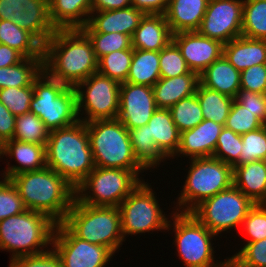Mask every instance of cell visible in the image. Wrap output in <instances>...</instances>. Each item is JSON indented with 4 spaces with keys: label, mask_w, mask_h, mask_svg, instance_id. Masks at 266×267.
Here are the masks:
<instances>
[{
    "label": "cell",
    "mask_w": 266,
    "mask_h": 267,
    "mask_svg": "<svg viewBox=\"0 0 266 267\" xmlns=\"http://www.w3.org/2000/svg\"><path fill=\"white\" fill-rule=\"evenodd\" d=\"M43 70L67 87H75L98 70V60L81 29H56L43 49Z\"/></svg>",
    "instance_id": "cell-1"
},
{
    "label": "cell",
    "mask_w": 266,
    "mask_h": 267,
    "mask_svg": "<svg viewBox=\"0 0 266 267\" xmlns=\"http://www.w3.org/2000/svg\"><path fill=\"white\" fill-rule=\"evenodd\" d=\"M28 210L63 222L75 198V188L49 167L16 174L10 178Z\"/></svg>",
    "instance_id": "cell-2"
},
{
    "label": "cell",
    "mask_w": 266,
    "mask_h": 267,
    "mask_svg": "<svg viewBox=\"0 0 266 267\" xmlns=\"http://www.w3.org/2000/svg\"><path fill=\"white\" fill-rule=\"evenodd\" d=\"M46 165L76 188L95 168L85 122L49 132Z\"/></svg>",
    "instance_id": "cell-3"
},
{
    "label": "cell",
    "mask_w": 266,
    "mask_h": 267,
    "mask_svg": "<svg viewBox=\"0 0 266 267\" xmlns=\"http://www.w3.org/2000/svg\"><path fill=\"white\" fill-rule=\"evenodd\" d=\"M55 226L56 222L48 215L28 209L3 219L0 221V250L11 252L10 260L44 253L52 246Z\"/></svg>",
    "instance_id": "cell-4"
},
{
    "label": "cell",
    "mask_w": 266,
    "mask_h": 267,
    "mask_svg": "<svg viewBox=\"0 0 266 267\" xmlns=\"http://www.w3.org/2000/svg\"><path fill=\"white\" fill-rule=\"evenodd\" d=\"M86 126L95 166L130 170L142 178L145 170L136 160L129 130L118 118L95 120Z\"/></svg>",
    "instance_id": "cell-5"
},
{
    "label": "cell",
    "mask_w": 266,
    "mask_h": 267,
    "mask_svg": "<svg viewBox=\"0 0 266 267\" xmlns=\"http://www.w3.org/2000/svg\"><path fill=\"white\" fill-rule=\"evenodd\" d=\"M63 223L80 239L105 246L114 254L125 242L118 207L86 205L75 198Z\"/></svg>",
    "instance_id": "cell-6"
},
{
    "label": "cell",
    "mask_w": 266,
    "mask_h": 267,
    "mask_svg": "<svg viewBox=\"0 0 266 267\" xmlns=\"http://www.w3.org/2000/svg\"><path fill=\"white\" fill-rule=\"evenodd\" d=\"M167 231L173 230L177 256L184 267H229V258L215 260L216 236L191 212L172 211ZM173 221V222H171ZM173 225V226H172ZM173 227V228H172ZM215 237V238H214Z\"/></svg>",
    "instance_id": "cell-7"
},
{
    "label": "cell",
    "mask_w": 266,
    "mask_h": 267,
    "mask_svg": "<svg viewBox=\"0 0 266 267\" xmlns=\"http://www.w3.org/2000/svg\"><path fill=\"white\" fill-rule=\"evenodd\" d=\"M191 161V162H190ZM183 189L173 202L177 212H191L207 198L233 185V167L214 157L191 158Z\"/></svg>",
    "instance_id": "cell-8"
},
{
    "label": "cell",
    "mask_w": 266,
    "mask_h": 267,
    "mask_svg": "<svg viewBox=\"0 0 266 267\" xmlns=\"http://www.w3.org/2000/svg\"><path fill=\"white\" fill-rule=\"evenodd\" d=\"M33 89L30 111L42 120L49 131L66 128L79 121L74 87H67L43 70L34 80Z\"/></svg>",
    "instance_id": "cell-9"
},
{
    "label": "cell",
    "mask_w": 266,
    "mask_h": 267,
    "mask_svg": "<svg viewBox=\"0 0 266 267\" xmlns=\"http://www.w3.org/2000/svg\"><path fill=\"white\" fill-rule=\"evenodd\" d=\"M143 180L130 170L95 166L75 188L76 199L86 205L118 207Z\"/></svg>",
    "instance_id": "cell-10"
},
{
    "label": "cell",
    "mask_w": 266,
    "mask_h": 267,
    "mask_svg": "<svg viewBox=\"0 0 266 267\" xmlns=\"http://www.w3.org/2000/svg\"><path fill=\"white\" fill-rule=\"evenodd\" d=\"M150 184L141 181L118 206L124 240L129 235L132 237L146 232L151 233L150 231L167 230L169 214H165L160 207L157 200L159 198Z\"/></svg>",
    "instance_id": "cell-11"
},
{
    "label": "cell",
    "mask_w": 266,
    "mask_h": 267,
    "mask_svg": "<svg viewBox=\"0 0 266 267\" xmlns=\"http://www.w3.org/2000/svg\"><path fill=\"white\" fill-rule=\"evenodd\" d=\"M254 205L249 197L232 185L202 201L191 213L212 233L221 236L229 229L237 231Z\"/></svg>",
    "instance_id": "cell-12"
},
{
    "label": "cell",
    "mask_w": 266,
    "mask_h": 267,
    "mask_svg": "<svg viewBox=\"0 0 266 267\" xmlns=\"http://www.w3.org/2000/svg\"><path fill=\"white\" fill-rule=\"evenodd\" d=\"M120 85L117 80L98 72L77 84L74 89L79 121L89 123L95 120L117 118Z\"/></svg>",
    "instance_id": "cell-13"
},
{
    "label": "cell",
    "mask_w": 266,
    "mask_h": 267,
    "mask_svg": "<svg viewBox=\"0 0 266 267\" xmlns=\"http://www.w3.org/2000/svg\"><path fill=\"white\" fill-rule=\"evenodd\" d=\"M51 247L62 267H105L115 255L105 246L80 239L63 222L56 223Z\"/></svg>",
    "instance_id": "cell-14"
},
{
    "label": "cell",
    "mask_w": 266,
    "mask_h": 267,
    "mask_svg": "<svg viewBox=\"0 0 266 267\" xmlns=\"http://www.w3.org/2000/svg\"><path fill=\"white\" fill-rule=\"evenodd\" d=\"M0 20L13 21L43 46L56 31L49 18L48 0H0Z\"/></svg>",
    "instance_id": "cell-15"
},
{
    "label": "cell",
    "mask_w": 266,
    "mask_h": 267,
    "mask_svg": "<svg viewBox=\"0 0 266 267\" xmlns=\"http://www.w3.org/2000/svg\"><path fill=\"white\" fill-rule=\"evenodd\" d=\"M244 0H209L197 32L223 44L241 36Z\"/></svg>",
    "instance_id": "cell-16"
},
{
    "label": "cell",
    "mask_w": 266,
    "mask_h": 267,
    "mask_svg": "<svg viewBox=\"0 0 266 267\" xmlns=\"http://www.w3.org/2000/svg\"><path fill=\"white\" fill-rule=\"evenodd\" d=\"M157 109L152 87L121 83L117 118L128 130L148 124Z\"/></svg>",
    "instance_id": "cell-17"
},
{
    "label": "cell",
    "mask_w": 266,
    "mask_h": 267,
    "mask_svg": "<svg viewBox=\"0 0 266 267\" xmlns=\"http://www.w3.org/2000/svg\"><path fill=\"white\" fill-rule=\"evenodd\" d=\"M172 41L180 49L188 68L198 75L223 55V43L197 31L175 33Z\"/></svg>",
    "instance_id": "cell-18"
},
{
    "label": "cell",
    "mask_w": 266,
    "mask_h": 267,
    "mask_svg": "<svg viewBox=\"0 0 266 267\" xmlns=\"http://www.w3.org/2000/svg\"><path fill=\"white\" fill-rule=\"evenodd\" d=\"M223 127L212 120L204 119L196 127L182 131L178 151L172 159L177 158V156H186L189 159L212 157Z\"/></svg>",
    "instance_id": "cell-19"
},
{
    "label": "cell",
    "mask_w": 266,
    "mask_h": 267,
    "mask_svg": "<svg viewBox=\"0 0 266 267\" xmlns=\"http://www.w3.org/2000/svg\"><path fill=\"white\" fill-rule=\"evenodd\" d=\"M14 158L18 165H11L0 173L2 177L10 179L12 176L24 172L36 171L45 168L46 145L27 143L19 140H8L1 146V158ZM11 165V166H10Z\"/></svg>",
    "instance_id": "cell-20"
},
{
    "label": "cell",
    "mask_w": 266,
    "mask_h": 267,
    "mask_svg": "<svg viewBox=\"0 0 266 267\" xmlns=\"http://www.w3.org/2000/svg\"><path fill=\"white\" fill-rule=\"evenodd\" d=\"M145 14L130 6L124 9L91 12L84 33H123L132 37Z\"/></svg>",
    "instance_id": "cell-21"
},
{
    "label": "cell",
    "mask_w": 266,
    "mask_h": 267,
    "mask_svg": "<svg viewBox=\"0 0 266 267\" xmlns=\"http://www.w3.org/2000/svg\"><path fill=\"white\" fill-rule=\"evenodd\" d=\"M172 35L165 15L145 14L131 37L132 47L160 51L172 41Z\"/></svg>",
    "instance_id": "cell-22"
},
{
    "label": "cell",
    "mask_w": 266,
    "mask_h": 267,
    "mask_svg": "<svg viewBox=\"0 0 266 267\" xmlns=\"http://www.w3.org/2000/svg\"><path fill=\"white\" fill-rule=\"evenodd\" d=\"M209 0H169L164 14L172 34L197 31Z\"/></svg>",
    "instance_id": "cell-23"
},
{
    "label": "cell",
    "mask_w": 266,
    "mask_h": 267,
    "mask_svg": "<svg viewBox=\"0 0 266 267\" xmlns=\"http://www.w3.org/2000/svg\"><path fill=\"white\" fill-rule=\"evenodd\" d=\"M48 6L55 29H81L92 12L91 0H48Z\"/></svg>",
    "instance_id": "cell-24"
},
{
    "label": "cell",
    "mask_w": 266,
    "mask_h": 267,
    "mask_svg": "<svg viewBox=\"0 0 266 267\" xmlns=\"http://www.w3.org/2000/svg\"><path fill=\"white\" fill-rule=\"evenodd\" d=\"M224 57L239 71L266 64V40L239 36L223 46Z\"/></svg>",
    "instance_id": "cell-25"
},
{
    "label": "cell",
    "mask_w": 266,
    "mask_h": 267,
    "mask_svg": "<svg viewBox=\"0 0 266 267\" xmlns=\"http://www.w3.org/2000/svg\"><path fill=\"white\" fill-rule=\"evenodd\" d=\"M240 72L222 55L199 74L204 87L236 98L240 91Z\"/></svg>",
    "instance_id": "cell-26"
},
{
    "label": "cell",
    "mask_w": 266,
    "mask_h": 267,
    "mask_svg": "<svg viewBox=\"0 0 266 267\" xmlns=\"http://www.w3.org/2000/svg\"><path fill=\"white\" fill-rule=\"evenodd\" d=\"M198 83V74L160 78L152 87L157 108L169 109L181 99L195 94Z\"/></svg>",
    "instance_id": "cell-27"
},
{
    "label": "cell",
    "mask_w": 266,
    "mask_h": 267,
    "mask_svg": "<svg viewBox=\"0 0 266 267\" xmlns=\"http://www.w3.org/2000/svg\"><path fill=\"white\" fill-rule=\"evenodd\" d=\"M233 185L255 204L266 198V160L233 166Z\"/></svg>",
    "instance_id": "cell-28"
},
{
    "label": "cell",
    "mask_w": 266,
    "mask_h": 267,
    "mask_svg": "<svg viewBox=\"0 0 266 267\" xmlns=\"http://www.w3.org/2000/svg\"><path fill=\"white\" fill-rule=\"evenodd\" d=\"M147 125L158 149L168 159L172 158L178 151L181 132L175 126L169 109L158 108Z\"/></svg>",
    "instance_id": "cell-29"
},
{
    "label": "cell",
    "mask_w": 266,
    "mask_h": 267,
    "mask_svg": "<svg viewBox=\"0 0 266 267\" xmlns=\"http://www.w3.org/2000/svg\"><path fill=\"white\" fill-rule=\"evenodd\" d=\"M0 43L16 49L25 58H43L44 46L13 21L0 20Z\"/></svg>",
    "instance_id": "cell-30"
},
{
    "label": "cell",
    "mask_w": 266,
    "mask_h": 267,
    "mask_svg": "<svg viewBox=\"0 0 266 267\" xmlns=\"http://www.w3.org/2000/svg\"><path fill=\"white\" fill-rule=\"evenodd\" d=\"M129 134L136 160L145 171L156 169L162 162L169 160L158 149L153 137H150L147 124L130 129Z\"/></svg>",
    "instance_id": "cell-31"
},
{
    "label": "cell",
    "mask_w": 266,
    "mask_h": 267,
    "mask_svg": "<svg viewBox=\"0 0 266 267\" xmlns=\"http://www.w3.org/2000/svg\"><path fill=\"white\" fill-rule=\"evenodd\" d=\"M160 78L159 51L133 48V58L126 82L153 87Z\"/></svg>",
    "instance_id": "cell-32"
},
{
    "label": "cell",
    "mask_w": 266,
    "mask_h": 267,
    "mask_svg": "<svg viewBox=\"0 0 266 267\" xmlns=\"http://www.w3.org/2000/svg\"><path fill=\"white\" fill-rule=\"evenodd\" d=\"M43 71V58H24L14 66L0 68V89L31 86Z\"/></svg>",
    "instance_id": "cell-33"
},
{
    "label": "cell",
    "mask_w": 266,
    "mask_h": 267,
    "mask_svg": "<svg viewBox=\"0 0 266 267\" xmlns=\"http://www.w3.org/2000/svg\"><path fill=\"white\" fill-rule=\"evenodd\" d=\"M196 96L203 112V119L225 126L234 98L208 89L198 83Z\"/></svg>",
    "instance_id": "cell-34"
},
{
    "label": "cell",
    "mask_w": 266,
    "mask_h": 267,
    "mask_svg": "<svg viewBox=\"0 0 266 267\" xmlns=\"http://www.w3.org/2000/svg\"><path fill=\"white\" fill-rule=\"evenodd\" d=\"M242 36L266 40V0H244Z\"/></svg>",
    "instance_id": "cell-35"
},
{
    "label": "cell",
    "mask_w": 266,
    "mask_h": 267,
    "mask_svg": "<svg viewBox=\"0 0 266 267\" xmlns=\"http://www.w3.org/2000/svg\"><path fill=\"white\" fill-rule=\"evenodd\" d=\"M49 132L42 120L31 111L16 116L14 140L46 145Z\"/></svg>",
    "instance_id": "cell-36"
},
{
    "label": "cell",
    "mask_w": 266,
    "mask_h": 267,
    "mask_svg": "<svg viewBox=\"0 0 266 267\" xmlns=\"http://www.w3.org/2000/svg\"><path fill=\"white\" fill-rule=\"evenodd\" d=\"M169 111L180 132L192 129L204 120L196 93L181 99Z\"/></svg>",
    "instance_id": "cell-37"
},
{
    "label": "cell",
    "mask_w": 266,
    "mask_h": 267,
    "mask_svg": "<svg viewBox=\"0 0 266 267\" xmlns=\"http://www.w3.org/2000/svg\"><path fill=\"white\" fill-rule=\"evenodd\" d=\"M133 58V47L111 52L98 60L97 72L119 83L127 81Z\"/></svg>",
    "instance_id": "cell-38"
},
{
    "label": "cell",
    "mask_w": 266,
    "mask_h": 267,
    "mask_svg": "<svg viewBox=\"0 0 266 267\" xmlns=\"http://www.w3.org/2000/svg\"><path fill=\"white\" fill-rule=\"evenodd\" d=\"M161 78H174L183 74H197L191 71L177 45L171 41L159 51Z\"/></svg>",
    "instance_id": "cell-39"
},
{
    "label": "cell",
    "mask_w": 266,
    "mask_h": 267,
    "mask_svg": "<svg viewBox=\"0 0 266 267\" xmlns=\"http://www.w3.org/2000/svg\"><path fill=\"white\" fill-rule=\"evenodd\" d=\"M242 147L239 161L234 165H243L256 160H266V125L241 135Z\"/></svg>",
    "instance_id": "cell-40"
},
{
    "label": "cell",
    "mask_w": 266,
    "mask_h": 267,
    "mask_svg": "<svg viewBox=\"0 0 266 267\" xmlns=\"http://www.w3.org/2000/svg\"><path fill=\"white\" fill-rule=\"evenodd\" d=\"M90 39L97 60L114 51L131 49V36L123 33H85Z\"/></svg>",
    "instance_id": "cell-41"
},
{
    "label": "cell",
    "mask_w": 266,
    "mask_h": 267,
    "mask_svg": "<svg viewBox=\"0 0 266 267\" xmlns=\"http://www.w3.org/2000/svg\"><path fill=\"white\" fill-rule=\"evenodd\" d=\"M238 252L229 256V267H266V238L243 243Z\"/></svg>",
    "instance_id": "cell-42"
},
{
    "label": "cell",
    "mask_w": 266,
    "mask_h": 267,
    "mask_svg": "<svg viewBox=\"0 0 266 267\" xmlns=\"http://www.w3.org/2000/svg\"><path fill=\"white\" fill-rule=\"evenodd\" d=\"M242 145L241 135L223 127L218 136L216 149L212 157L233 167L239 161Z\"/></svg>",
    "instance_id": "cell-43"
},
{
    "label": "cell",
    "mask_w": 266,
    "mask_h": 267,
    "mask_svg": "<svg viewBox=\"0 0 266 267\" xmlns=\"http://www.w3.org/2000/svg\"><path fill=\"white\" fill-rule=\"evenodd\" d=\"M264 124L254 115V112L245 109L236 99H234L225 126L236 134L242 135L252 132Z\"/></svg>",
    "instance_id": "cell-44"
},
{
    "label": "cell",
    "mask_w": 266,
    "mask_h": 267,
    "mask_svg": "<svg viewBox=\"0 0 266 267\" xmlns=\"http://www.w3.org/2000/svg\"><path fill=\"white\" fill-rule=\"evenodd\" d=\"M34 94L33 84L19 88L0 89V102L15 116L30 111V102Z\"/></svg>",
    "instance_id": "cell-45"
},
{
    "label": "cell",
    "mask_w": 266,
    "mask_h": 267,
    "mask_svg": "<svg viewBox=\"0 0 266 267\" xmlns=\"http://www.w3.org/2000/svg\"><path fill=\"white\" fill-rule=\"evenodd\" d=\"M0 221L27 210L16 186L8 178L0 177Z\"/></svg>",
    "instance_id": "cell-46"
},
{
    "label": "cell",
    "mask_w": 266,
    "mask_h": 267,
    "mask_svg": "<svg viewBox=\"0 0 266 267\" xmlns=\"http://www.w3.org/2000/svg\"><path fill=\"white\" fill-rule=\"evenodd\" d=\"M242 231L245 232L246 243L257 242L266 238V207L256 203L243 220Z\"/></svg>",
    "instance_id": "cell-47"
},
{
    "label": "cell",
    "mask_w": 266,
    "mask_h": 267,
    "mask_svg": "<svg viewBox=\"0 0 266 267\" xmlns=\"http://www.w3.org/2000/svg\"><path fill=\"white\" fill-rule=\"evenodd\" d=\"M240 90L266 94V64H258L240 72Z\"/></svg>",
    "instance_id": "cell-48"
},
{
    "label": "cell",
    "mask_w": 266,
    "mask_h": 267,
    "mask_svg": "<svg viewBox=\"0 0 266 267\" xmlns=\"http://www.w3.org/2000/svg\"><path fill=\"white\" fill-rule=\"evenodd\" d=\"M8 267H62L55 251L50 249L37 255L17 257L9 261Z\"/></svg>",
    "instance_id": "cell-49"
},
{
    "label": "cell",
    "mask_w": 266,
    "mask_h": 267,
    "mask_svg": "<svg viewBox=\"0 0 266 267\" xmlns=\"http://www.w3.org/2000/svg\"><path fill=\"white\" fill-rule=\"evenodd\" d=\"M245 109L254 112V115L265 125L266 123V94L240 90L235 98Z\"/></svg>",
    "instance_id": "cell-50"
},
{
    "label": "cell",
    "mask_w": 266,
    "mask_h": 267,
    "mask_svg": "<svg viewBox=\"0 0 266 267\" xmlns=\"http://www.w3.org/2000/svg\"><path fill=\"white\" fill-rule=\"evenodd\" d=\"M16 116L0 102V146L13 139Z\"/></svg>",
    "instance_id": "cell-51"
},
{
    "label": "cell",
    "mask_w": 266,
    "mask_h": 267,
    "mask_svg": "<svg viewBox=\"0 0 266 267\" xmlns=\"http://www.w3.org/2000/svg\"><path fill=\"white\" fill-rule=\"evenodd\" d=\"M132 6L144 14H161L167 11L169 0H131Z\"/></svg>",
    "instance_id": "cell-52"
},
{
    "label": "cell",
    "mask_w": 266,
    "mask_h": 267,
    "mask_svg": "<svg viewBox=\"0 0 266 267\" xmlns=\"http://www.w3.org/2000/svg\"><path fill=\"white\" fill-rule=\"evenodd\" d=\"M25 57L16 49L0 43V68L14 66Z\"/></svg>",
    "instance_id": "cell-53"
},
{
    "label": "cell",
    "mask_w": 266,
    "mask_h": 267,
    "mask_svg": "<svg viewBox=\"0 0 266 267\" xmlns=\"http://www.w3.org/2000/svg\"><path fill=\"white\" fill-rule=\"evenodd\" d=\"M92 12L124 9L132 6L131 0H91Z\"/></svg>",
    "instance_id": "cell-54"
},
{
    "label": "cell",
    "mask_w": 266,
    "mask_h": 267,
    "mask_svg": "<svg viewBox=\"0 0 266 267\" xmlns=\"http://www.w3.org/2000/svg\"><path fill=\"white\" fill-rule=\"evenodd\" d=\"M264 207H266V198L261 203Z\"/></svg>",
    "instance_id": "cell-55"
}]
</instances>
